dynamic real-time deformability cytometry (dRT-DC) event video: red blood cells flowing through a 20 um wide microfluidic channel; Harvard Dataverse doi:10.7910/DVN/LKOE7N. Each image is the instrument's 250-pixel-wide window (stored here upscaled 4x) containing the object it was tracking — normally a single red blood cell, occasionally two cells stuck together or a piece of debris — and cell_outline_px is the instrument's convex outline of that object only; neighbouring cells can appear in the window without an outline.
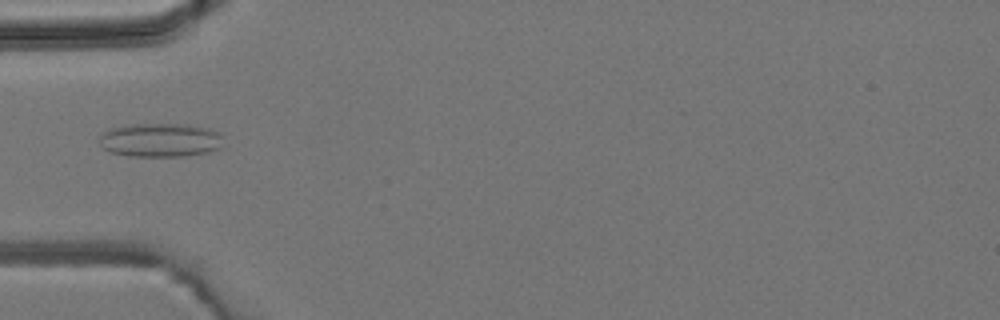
{"species": "common noctule bat (a hibernating species)", "species_latin": "Nyctalus noctula", "temperature_condition": "room temperature", "stored_images_in_passage": 2, "camera_frame_rate_fps": 3000, "um_per_image_px": 0.085, "animal": {"sex": "male", "body_mass_g": 19.2, "forearm_length_mm": 51.8}, "frame": {"image": 1, "passage_image": 1, "time_ms": 0.0, "image_size_px": [1000, 320], "cell_outline_px": [[220, 148], [208, 152], [184, 156], [128, 156], [112, 152], [104, 148], [100, 144], [100, 132], [108, 128], [132, 124], [188, 124], [208, 128], [220, 132]], "centroid_in_image_um": [13.59, 11.89], "position_along_channel_um": 71.4, "area_um2": 24.51}}